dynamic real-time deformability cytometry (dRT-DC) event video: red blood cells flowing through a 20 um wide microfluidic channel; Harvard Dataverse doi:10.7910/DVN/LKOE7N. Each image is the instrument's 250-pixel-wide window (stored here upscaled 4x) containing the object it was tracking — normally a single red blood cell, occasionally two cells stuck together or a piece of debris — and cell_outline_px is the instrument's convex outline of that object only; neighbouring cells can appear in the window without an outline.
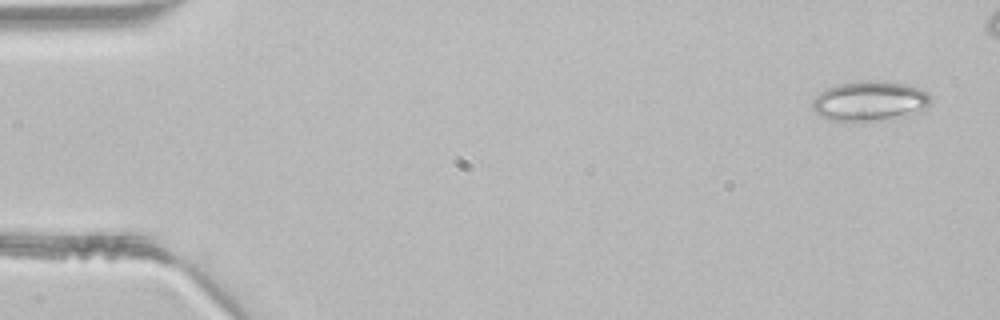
{"species": "common noctule bat (a hibernating species)", "species_latin": "Nyctalus noctula", "temperature_condition": "room temperature", "stored_images_in_passage": 41, "camera_frame_rate_fps": 3000, "um_per_image_px": 0.085, "animal": {"sex": "male", "body_mass_g": 21.5, "forearm_length_mm": 52.0}, "frame": {"image": 1, "passage_image": 1, "time_ms": 0.0, "image_size_px": [1000, 320], "cell_outline_px": [[932, 100], [924, 112], [892, 120], [864, 124], [860, 124], [828, 120], [820, 116], [812, 108], [812, 100], [820, 92], [828, 88], [840, 84], [868, 80], [876, 80], [912, 84], [928, 92]], "centroid_in_image_um": [74.0, 8.65], "position_along_channel_um": 11.0, "area_um2": 29.02}}
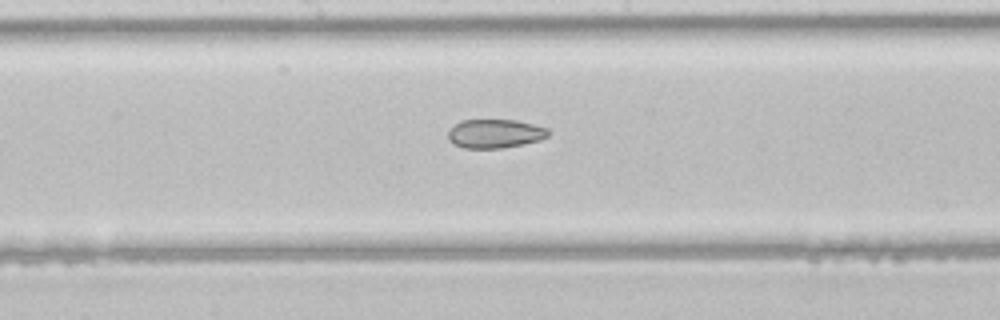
{"frame": {"image": 2, "passage_image": 23, "time_ms": 7.333, "image_size_px": [1000, 320], "cell_outline_px": [[552, 132], [548, 136], [540, 140], [500, 148], [464, 148], [448, 140], [448, 132], [460, 120], [516, 120], [548, 128]], "centroid_in_image_um": [42.1, 11.35], "position_along_channel_um": 206.1, "area_um2": 16.7}}
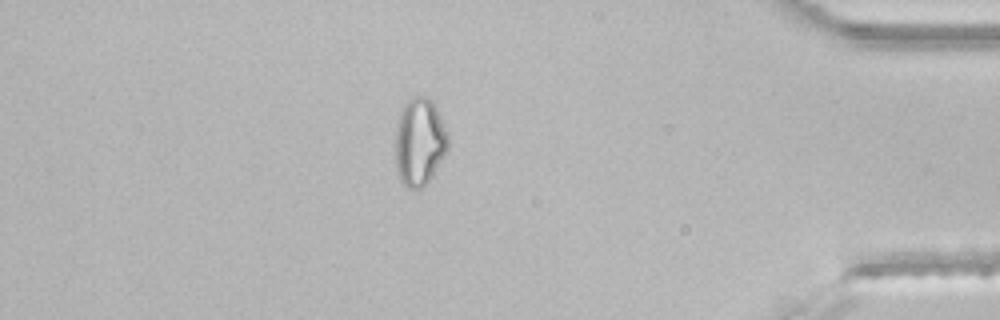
{"frame": {"image": 3, "passage_image": 39, "time_ms": 12.667, "image_size_px": [1000, 320], "cell_outline_px": [[448, 148], [432, 176], [420, 188], [408, 188], [400, 180], [396, 168], [396, 124], [400, 112], [404, 104], [412, 96], [424, 96], [432, 100], [436, 108], [448, 136]], "centroid_in_image_um": [35.64, 12.04], "position_along_channel_um": 399.6, "area_um2": 26.59}}